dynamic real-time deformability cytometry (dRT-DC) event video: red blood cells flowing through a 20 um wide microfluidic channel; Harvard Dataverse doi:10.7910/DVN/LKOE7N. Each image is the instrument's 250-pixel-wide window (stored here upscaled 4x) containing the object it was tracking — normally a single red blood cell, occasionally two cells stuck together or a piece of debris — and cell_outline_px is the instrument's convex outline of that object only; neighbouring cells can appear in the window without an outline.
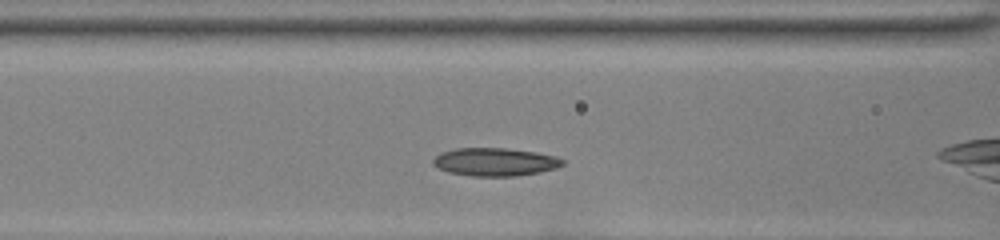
{"species": "common noctule bat (a hibernating species)", "species_latin": "Nyctalus noctula", "temperature_condition": "room temperature", "stored_images_in_passage": 27, "camera_frame_rate_fps": 3000, "um_per_image_px": 0.085, "animal": {"sex": "female", "body_mass_g": 22.0, "forearm_length_mm": 56.7}, "frame": {"image": 1, "passage_image": 3, "time_ms": 0.667, "image_size_px": [1000, 240], "cell_outline_px": [[564, 164], [556, 168], [540, 172], [516, 176], [472, 176], [448, 172], [432, 164], [432, 160], [440, 152], [456, 148], [508, 148], [536, 152], [556, 156], [564, 160]], "centroid_in_image_um": [42.08, 13.76], "position_along_channel_um": 124.5, "area_um2": 21.27}}
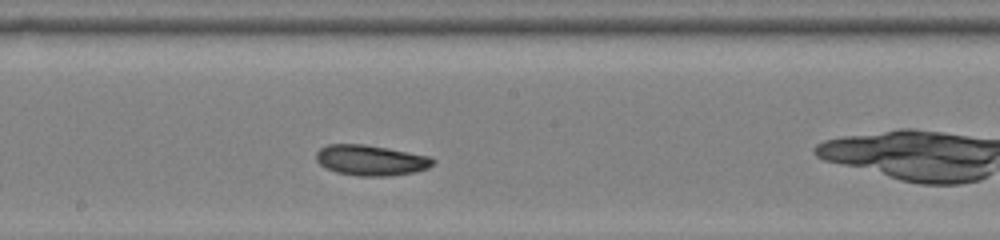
{"frame": {"image": 2, "passage_image": 10, "time_ms": 3.0, "image_size_px": [1000, 240], "cell_outline_px": [[436, 160], [428, 168], [416, 172], [388, 176], [356, 176], [336, 172], [324, 168], [316, 160], [316, 152], [320, 148], [328, 144], [364, 144], [388, 148], [432, 156]], "centroid_in_image_um": [31.53, 13.62], "position_along_channel_um": 216.7, "area_um2": 21.04}}
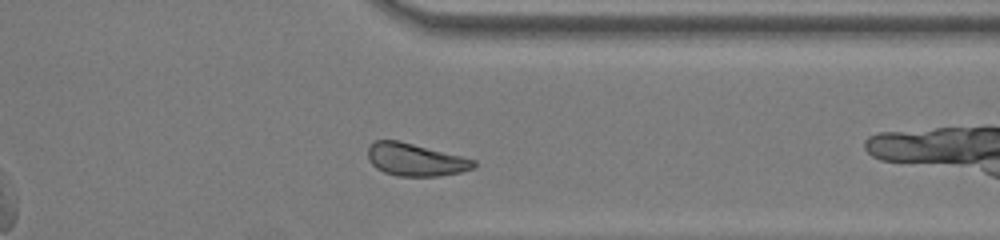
{"frame": {"image": 3, "passage_image": 22, "time_ms": 7.0, "image_size_px": [1000, 240], "cell_outline_px": [[476, 164], [472, 168], [460, 172], [436, 176], [396, 176], [384, 172], [376, 168], [372, 164], [368, 156], [368, 148], [376, 140], [396, 140], [476, 160]], "centroid_in_image_um": [35.28, 13.58], "position_along_channel_um": 376.1, "area_um2": 19.65}, "authors_computed_cell_mechanics": {"area_um2": 20.3456, "velocity_mm_per_s": 3.9656, "shape_relaxation_time_tau1_ms": 4.9764, "shape_relaxation_time_tau2_ms": 4.0533, "deformation_change_tau1": 0.1101, "deformation_change_tau2": 0.0799}}